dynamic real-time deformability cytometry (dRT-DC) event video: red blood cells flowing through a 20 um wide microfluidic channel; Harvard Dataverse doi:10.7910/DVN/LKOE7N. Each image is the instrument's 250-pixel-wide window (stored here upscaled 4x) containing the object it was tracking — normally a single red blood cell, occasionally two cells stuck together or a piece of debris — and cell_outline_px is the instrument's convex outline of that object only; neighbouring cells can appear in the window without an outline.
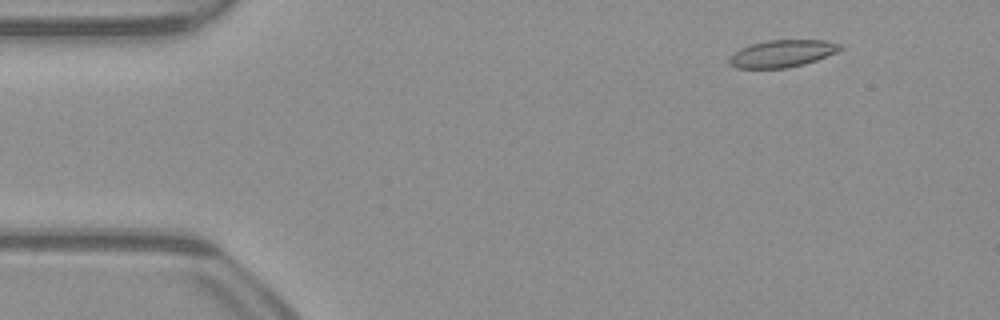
{"species": "common noctule bat (a hibernating species)", "species_latin": "Nyctalus noctula", "temperature_condition": "warm", "stored_images_in_passage": 52, "camera_frame_rate_fps": 3000, "um_per_image_px": 0.085, "animal": {"sex": "male", "body_mass_g": 23.1, "forearm_length_mm": 52.7}, "frame": {"image": 1, "passage_image": 6, "time_ms": 1.667, "image_size_px": [1000, 320], "cell_outline_px": [[844, 48], [836, 52], [816, 60], [804, 64], [788, 68], [736, 68], [728, 64], [728, 56], [740, 48], [752, 44], [768, 40], [824, 40], [840, 44]], "centroid_in_image_um": [66.45, 4.56], "position_along_channel_um": 18.6, "area_um2": 17.63}}
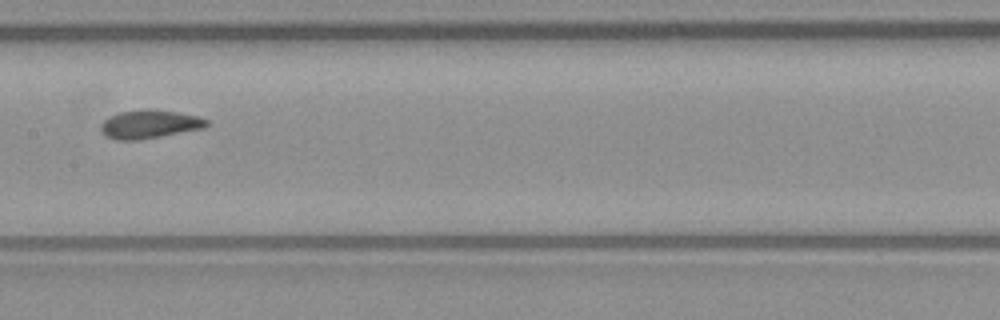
{"frame": {"image": 2, "passage_image": 26, "time_ms": 8.333, "image_size_px": [1000, 320], "cell_outline_px": [[208, 124], [204, 128], [140, 140], [116, 140], [104, 136], [100, 132], [100, 124], [104, 120], [120, 112], [144, 108], [148, 108], [176, 112], [196, 116], [208, 120]], "centroid_in_image_um": [12.66, 10.56], "position_along_channel_um": 194.7, "area_um2": 17.63}}
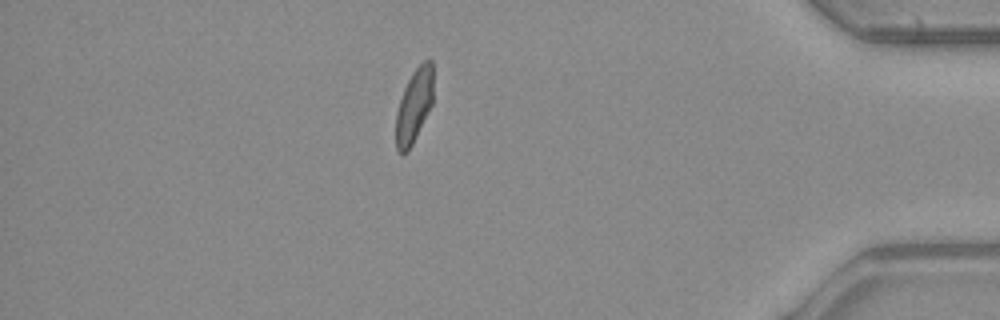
{"frame": {"image": 3, "passage_image": 45, "time_ms": 14.667, "image_size_px": [1000, 320], "cell_outline_px": [[432, 104], [408, 152], [404, 156], [400, 156], [396, 148], [396, 112], [404, 88], [412, 72], [424, 60], [432, 60]], "centroid_in_image_um": [35.17, 9.04], "position_along_channel_um": 400.0, "area_um2": 15.95}, "authors_computed_cell_mechanics": {"area_um2": 17.34, "velocity_mm_per_s": 3.9667, "shape_relaxation_time_tau1_ms": null, "shape_relaxation_time_tau2_ms": 1.1969, "deformation_change_tau1": null, "deformation_change_tau2": 0.0737}}